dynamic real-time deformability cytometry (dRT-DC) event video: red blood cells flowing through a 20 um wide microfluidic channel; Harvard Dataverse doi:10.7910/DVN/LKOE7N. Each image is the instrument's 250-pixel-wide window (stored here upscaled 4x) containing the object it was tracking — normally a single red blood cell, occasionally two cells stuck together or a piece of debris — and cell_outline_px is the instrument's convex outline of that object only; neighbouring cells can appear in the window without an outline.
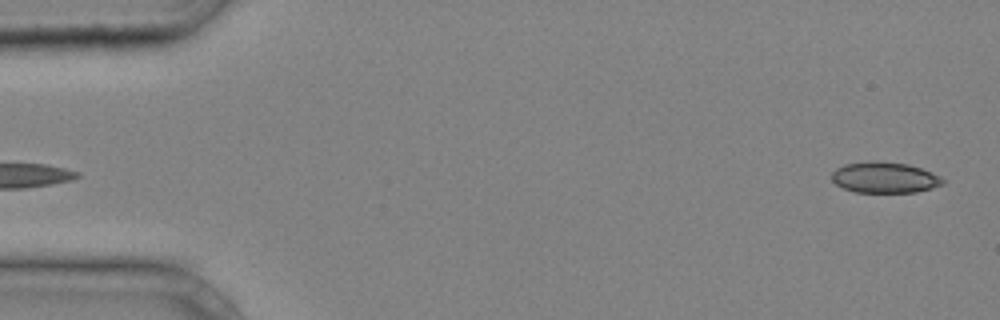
{"species": "common noctule bat (a hibernating species)", "species_latin": "Nyctalus noctula", "temperature_condition": "cold", "stored_images_in_passage": 40, "camera_frame_rate_fps": 3000, "um_per_image_px": 0.085, "animal": {"sex": "male", "body_mass_g": 20.4}, "frame": {"image": 1, "passage_image": 1, "time_ms": 0.0, "image_size_px": [1000, 320], "cell_outline_px": [[944, 184], [932, 188], [916, 192], [856, 192], [844, 188], [836, 184], [832, 180], [832, 172], [836, 168], [844, 164], [872, 160], [908, 164], [932, 172], [940, 176], [944, 180]], "centroid_in_image_um": [75.19, 15.08], "position_along_channel_um": 9.8, "area_um2": 20.06}}
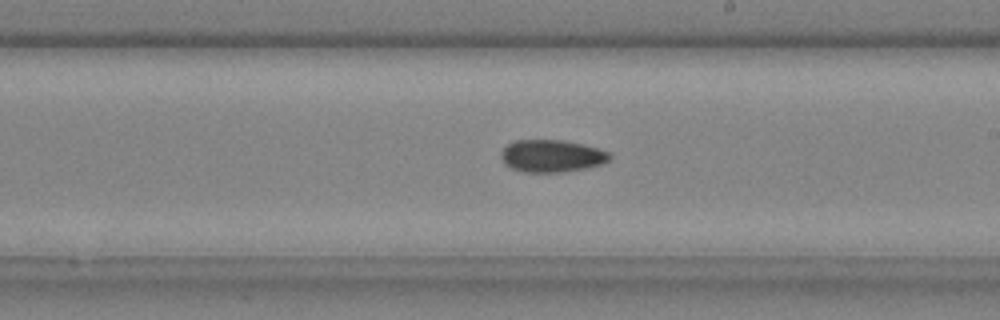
{"frame": {"image": 2, "passage_image": 24, "time_ms": 7.667, "image_size_px": [1000, 320], "cell_outline_px": [[612, 156], [608, 160], [600, 164], [584, 168], [560, 172], [524, 172], [512, 168], [504, 164], [500, 156], [500, 152], [508, 144], [516, 140], [560, 140], [584, 144], [612, 152]], "centroid_in_image_um": [46.89, 13.25], "position_along_channel_um": 242.1, "area_um2": 20.46}}
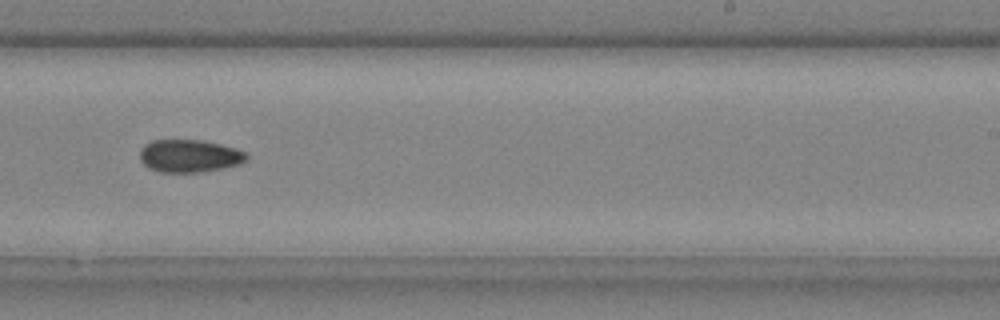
{"frame": {"image": 3, "passage_image": 26, "time_ms": 8.333, "image_size_px": [1000, 320], "cell_outline_px": [[248, 160], [240, 164], [220, 168], [196, 172], [160, 172], [148, 168], [140, 160], [140, 148], [144, 144], [152, 140], [200, 140], [220, 144], [236, 148], [244, 152], [248, 156]], "centroid_in_image_um": [16.07, 13.25], "position_along_channel_um": 272.9, "area_um2": 20.29}}